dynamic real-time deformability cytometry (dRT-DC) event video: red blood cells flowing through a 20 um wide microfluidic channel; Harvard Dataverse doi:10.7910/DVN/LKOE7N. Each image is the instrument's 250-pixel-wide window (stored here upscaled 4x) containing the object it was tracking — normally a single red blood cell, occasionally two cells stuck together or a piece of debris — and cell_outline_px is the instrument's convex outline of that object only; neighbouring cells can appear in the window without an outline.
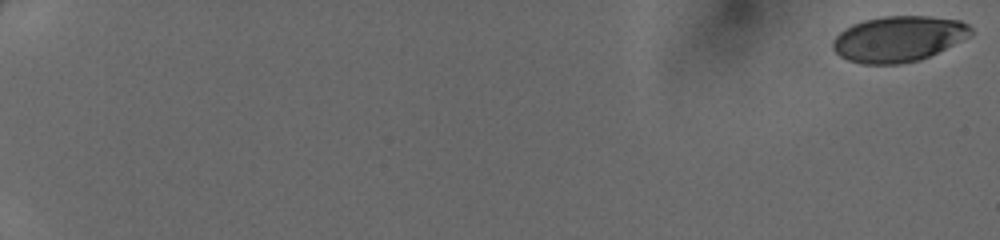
{"species": "human", "species_latin": "Homo sapiens", "temperature_condition": "cold", "stored_images_in_passage": 50, "camera_frame_rate_fps": 3000, "um_per_image_px": 0.085, "donor": {"sex": "female"}, "frame": {"image": 1, "passage_image": 1, "time_ms": 0.0, "image_size_px": [1000, 240], "cell_outline_px": [[972, 36], [920, 60], [900, 64], [864, 64], [848, 60], [840, 56], [832, 48], [832, 40], [844, 28], [852, 24], [864, 20], [884, 16], [928, 16], [960, 20], [968, 24], [972, 28]], "centroid_in_image_um": [76.38, 3.3], "position_along_channel_um": 8.6, "area_um2": 36.93}}
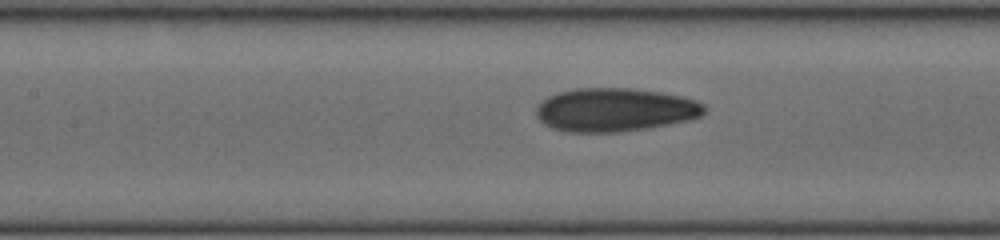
{"frame": {"image": 2, "passage_image": 27, "time_ms": 8.667, "image_size_px": [1000, 240], "cell_outline_px": [[708, 108], [700, 116], [688, 120], [668, 124], [644, 128], [616, 132], [568, 132], [552, 128], [544, 124], [536, 116], [536, 108], [548, 96], [560, 92], [576, 88], [632, 88], [660, 92], [680, 96], [696, 100], [704, 104]], "centroid_in_image_um": [52.27, 9.33], "position_along_channel_um": 155.1, "area_um2": 42.43}}
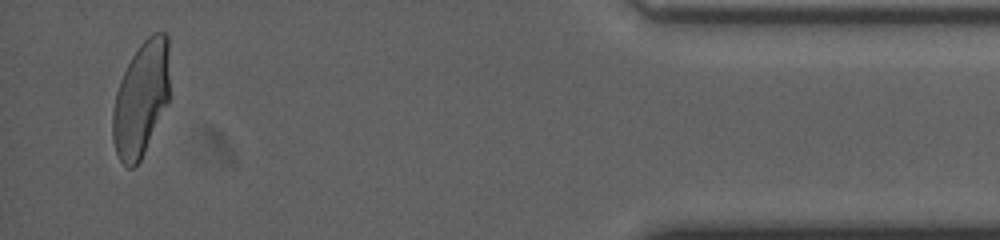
{"frame": {"image": 3, "passage_image": 49, "time_ms": 16.0, "image_size_px": [1000, 240], "cell_outline_px": [[168, 104], [140, 160], [132, 168], [128, 168], [120, 160], [116, 152], [112, 140], [112, 112], [116, 92], [120, 80], [132, 56], [140, 44], [152, 32], [164, 32], [168, 36]], "centroid_in_image_um": [11.98, 8.4], "position_along_channel_um": 423.2, "area_um2": 37.97}}